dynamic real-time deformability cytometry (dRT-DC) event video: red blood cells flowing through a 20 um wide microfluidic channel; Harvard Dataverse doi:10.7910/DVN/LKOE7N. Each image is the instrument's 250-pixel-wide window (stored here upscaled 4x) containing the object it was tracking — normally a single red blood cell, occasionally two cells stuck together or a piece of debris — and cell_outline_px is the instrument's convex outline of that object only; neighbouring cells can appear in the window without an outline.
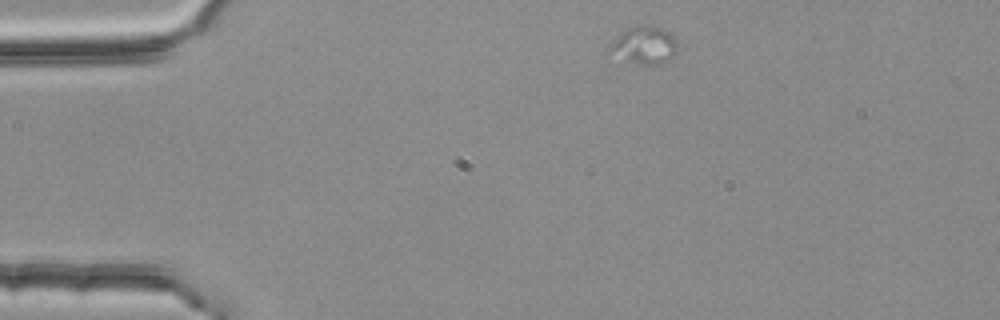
{"species": "common noctule bat (a hibernating species)", "species_latin": "Nyctalus noctula", "temperature_condition": "room temperature", "stored_images_in_passage": 13, "camera_frame_rate_fps": 3000, "um_per_image_px": 0.085, "animal": {"sex": "female", "body_mass_g": 25.1}, "frame": {"image": 1, "passage_image": 1, "time_ms": 0.0, "image_size_px": [1000, 320], "cell_outline_px": [[676, 52], [672, 56], [660, 64], [644, 64], [624, 60], [604, 52], [612, 40], [620, 32], [636, 24], [644, 24], [660, 28], [672, 32], [676, 40]], "centroid_in_image_um": [54.68, 3.81], "position_along_channel_um": 30.3, "area_um2": 15.2}}